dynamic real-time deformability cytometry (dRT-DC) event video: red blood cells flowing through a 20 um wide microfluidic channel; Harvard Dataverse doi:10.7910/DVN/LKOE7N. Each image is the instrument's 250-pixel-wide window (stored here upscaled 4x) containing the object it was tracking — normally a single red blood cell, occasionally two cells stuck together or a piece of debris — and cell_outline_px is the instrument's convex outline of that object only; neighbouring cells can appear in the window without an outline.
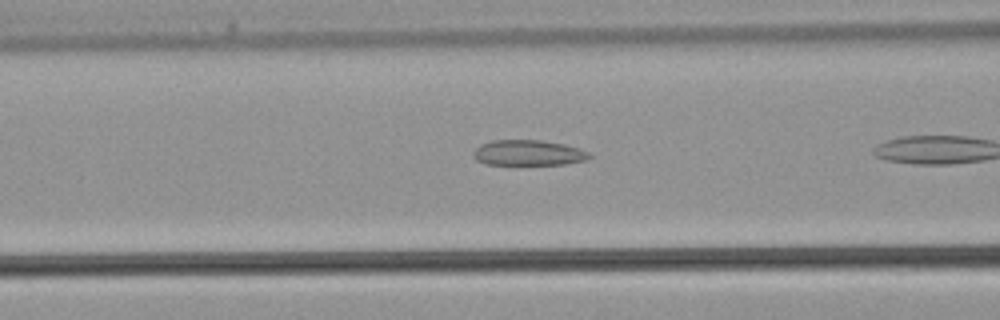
{"species": "common noctule bat (a hibernating species)", "species_latin": "Nyctalus noctula", "temperature_condition": "warm", "stored_images_in_passage": 6, "camera_frame_rate_fps": 3000, "um_per_image_px": 0.085, "animal": {"sex": "male", "body_mass_g": 21.5, "forearm_length_mm": 52.0}, "frame": {"image": 1, "passage_image": 5, "time_ms": 1.333, "image_size_px": [1000, 320], "cell_outline_px": [[592, 156], [588, 160], [564, 164], [484, 164], [476, 160], [472, 156], [472, 152], [480, 144], [492, 140], [540, 140], [564, 144], [580, 148], [588, 152]], "centroid_in_image_um": [44.89, 12.98], "position_along_channel_um": 121.7, "area_um2": 17.34}}